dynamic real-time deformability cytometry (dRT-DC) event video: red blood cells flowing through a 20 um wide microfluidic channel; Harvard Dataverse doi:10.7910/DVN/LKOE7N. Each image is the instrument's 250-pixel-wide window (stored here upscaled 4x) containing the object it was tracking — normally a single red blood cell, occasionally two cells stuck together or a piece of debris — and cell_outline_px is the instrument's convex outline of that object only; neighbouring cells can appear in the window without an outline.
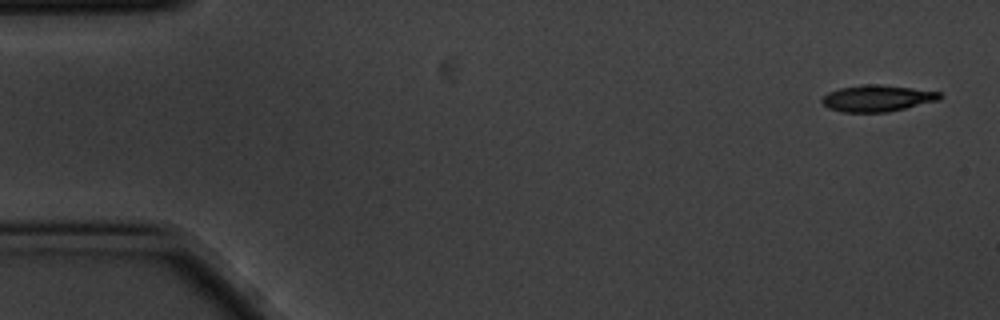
{"species": "common noctule bat (a hibernating species)", "species_latin": "Nyctalus noctula", "temperature_condition": "cold", "stored_images_in_passage": 5, "camera_frame_rate_fps": 3000, "um_per_image_px": 0.085, "animal": {"sex": "male", "body_mass_g": 20.1, "forearm_length_mm": 53.5}, "frame": {"image": 1, "passage_image": 1, "time_ms": 0.0, "image_size_px": [1000, 320], "cell_outline_px": [[944, 96], [940, 100], [888, 112], [844, 112], [828, 108], [820, 104], [820, 100], [828, 92], [840, 88], [864, 84], [880, 84], [912, 88], [940, 92]], "centroid_in_image_um": [74.56, 8.35], "position_along_channel_um": 10.4, "area_um2": 18.32}}
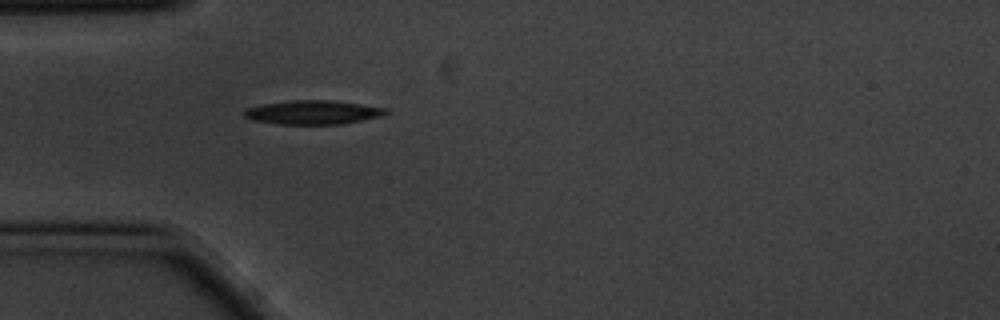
{"frame": {"image": 2, "passage_image": 5, "time_ms": 1.333, "image_size_px": [1000, 320], "cell_outline_px": [[388, 112], [380, 116], [344, 124], [276, 124], [252, 120], [244, 116], [244, 108], [264, 104], [288, 100], [328, 100], [388, 108]], "centroid_in_image_um": [26.56, 9.55], "position_along_channel_um": 58.4, "area_um2": 19.71}}